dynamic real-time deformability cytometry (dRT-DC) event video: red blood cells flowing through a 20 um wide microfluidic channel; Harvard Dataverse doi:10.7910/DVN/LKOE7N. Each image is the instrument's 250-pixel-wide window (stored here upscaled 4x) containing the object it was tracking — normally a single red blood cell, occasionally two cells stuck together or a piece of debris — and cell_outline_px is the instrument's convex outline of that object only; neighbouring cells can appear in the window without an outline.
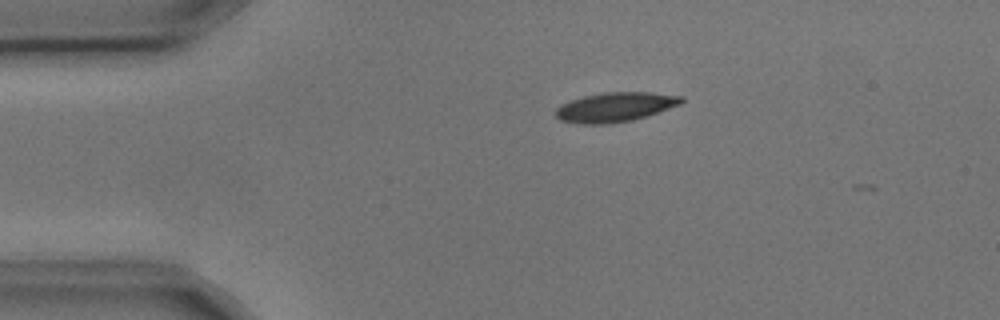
{"species": "common noctule bat (a hibernating species)", "species_latin": "Nyctalus noctula", "temperature_condition": "cold", "stored_images_in_passage": 12, "camera_frame_rate_fps": 3000, "um_per_image_px": 0.085, "animal": {"sex": "male", "body_mass_g": 17.9, "forearm_length_mm": 54.2}, "frame": {"image": 1, "passage_image": 1, "time_ms": 0.0, "image_size_px": [1000, 320], "cell_outline_px": [[684, 100], [680, 104], [648, 116], [632, 120], [608, 124], [580, 124], [560, 120], [556, 116], [556, 108], [572, 100], [584, 96], [604, 92], [648, 92], [684, 96]], "centroid_in_image_um": [52.32, 9.1], "position_along_channel_um": 32.7, "area_um2": 21.5}}
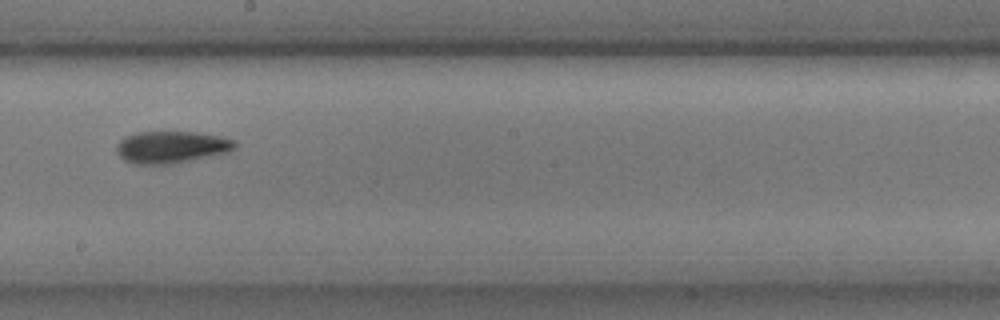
{"frame": {"image": 2, "passage_image": 6, "time_ms": 1.667, "image_size_px": [1000, 320], "cell_outline_px": [[236, 148], [228, 152], [176, 164], [136, 164], [124, 160], [116, 152], [116, 144], [124, 136], [136, 132], [192, 132], [220, 136], [236, 140]], "centroid_in_image_um": [14.56, 12.51], "position_along_channel_um": 233.6, "area_um2": 22.31}}
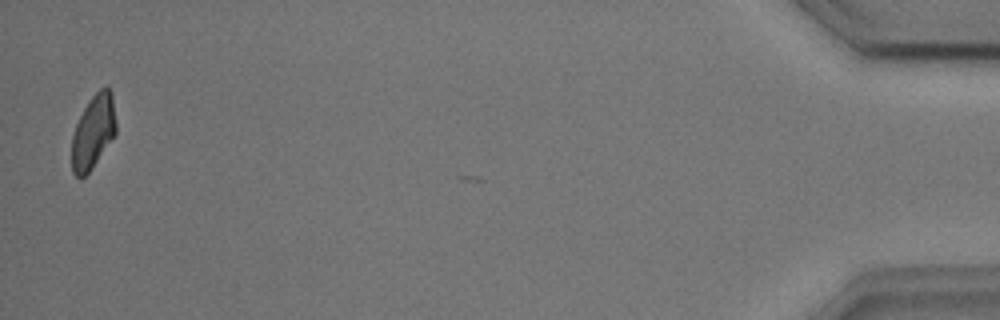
{"frame": {"image": 3, "passage_image": 12, "time_ms": 3.667, "image_size_px": [1000, 320], "cell_outline_px": [[116, 132], [92, 168], [80, 180], [72, 172], [72, 136], [76, 124], [88, 100], [104, 84], [112, 92], [116, 124]], "centroid_in_image_um": [7.92, 11.18], "position_along_channel_um": 427.3, "area_um2": 18.96}}